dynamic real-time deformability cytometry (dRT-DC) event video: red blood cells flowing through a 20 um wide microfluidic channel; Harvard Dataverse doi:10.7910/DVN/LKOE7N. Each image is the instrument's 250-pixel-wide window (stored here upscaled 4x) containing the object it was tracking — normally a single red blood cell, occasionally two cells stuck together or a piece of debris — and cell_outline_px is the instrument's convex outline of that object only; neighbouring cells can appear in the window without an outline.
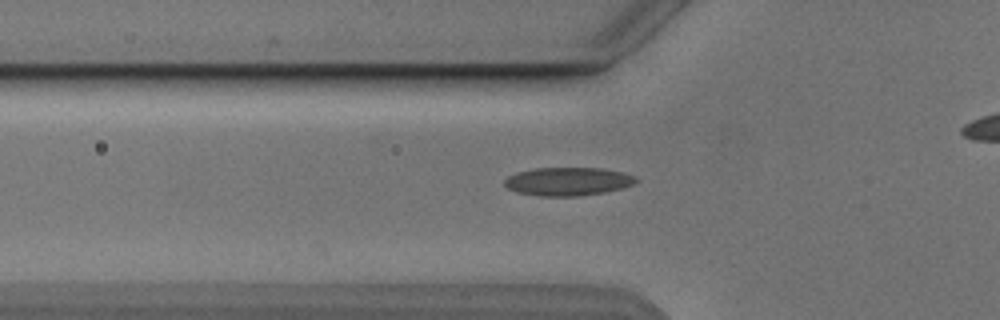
{"species": "Egyptian fruit bat (a non-hibernating species)", "species_latin": "Rousettus aegyptiacus", "temperature_condition": "cold", "stored_images_in_passage": 7, "segment_of_instrument_passage": [1, 2], "camera_frame_rate_fps": 3000, "um_per_image_px": 0.085, "animal": {"sex": "male"}, "frame": {"image": 1, "passage_image": 6, "time_ms": 7.0, "image_size_px": [1000, 320], "cell_outline_px": [[640, 180], [632, 184], [620, 188], [604, 192], [576, 196], [540, 196], [516, 192], [508, 188], [504, 184], [504, 180], [508, 176], [516, 172], [536, 168], [604, 168], [624, 172], [636, 176]], "centroid_in_image_um": [48.27, 15.41], "position_along_channel_um": 77.5, "area_um2": 21.73}}